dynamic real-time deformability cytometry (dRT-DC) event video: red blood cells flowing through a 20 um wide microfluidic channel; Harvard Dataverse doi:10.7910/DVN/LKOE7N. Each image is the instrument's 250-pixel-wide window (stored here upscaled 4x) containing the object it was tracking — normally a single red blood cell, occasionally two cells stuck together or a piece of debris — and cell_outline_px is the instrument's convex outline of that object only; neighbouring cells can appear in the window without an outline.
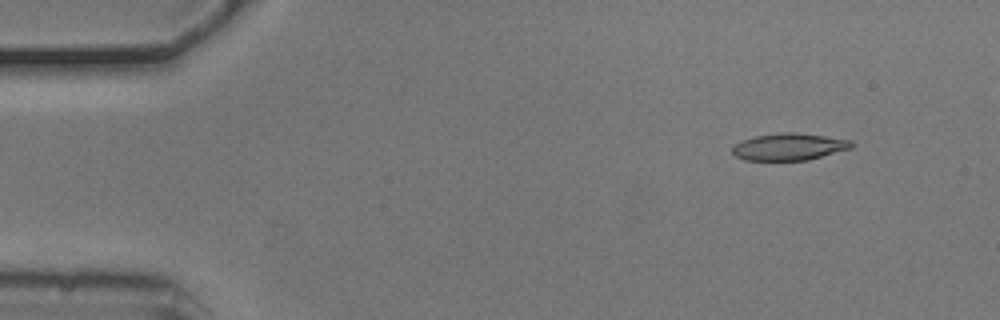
{"species": "common noctule bat (a hibernating species)", "species_latin": "Nyctalus noctula", "temperature_condition": "cold", "stored_images_in_passage": 33, "camera_frame_rate_fps": 3000, "um_per_image_px": 0.085, "animal": {"sex": "male", "body_mass_g": 20.5, "forearm_length_mm": 52.5}, "frame": {"image": 1, "passage_image": 1, "time_ms": 0.0, "image_size_px": [1000, 320], "cell_outline_px": [[856, 144], [852, 148], [808, 160], [744, 160], [736, 156], [732, 152], [732, 148], [740, 140], [756, 136], [784, 132], [796, 132], [852, 140]], "centroid_in_image_um": [67.1, 12.47], "position_along_channel_um": 17.9, "area_um2": 18.79}}
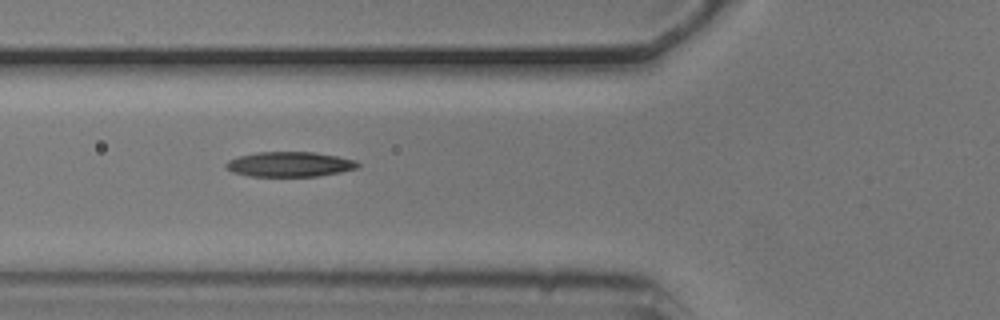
{"frame": {"image": 2, "passage_image": 15, "time_ms": 4.667, "image_size_px": [1000, 320], "cell_outline_px": [[360, 168], [340, 172], [316, 176], [248, 176], [232, 172], [224, 168], [224, 164], [228, 160], [240, 156], [256, 152], [316, 152], [356, 160], [360, 164]], "centroid_in_image_um": [24.61, 13.96], "position_along_channel_um": 101.2, "area_um2": 19.31}}
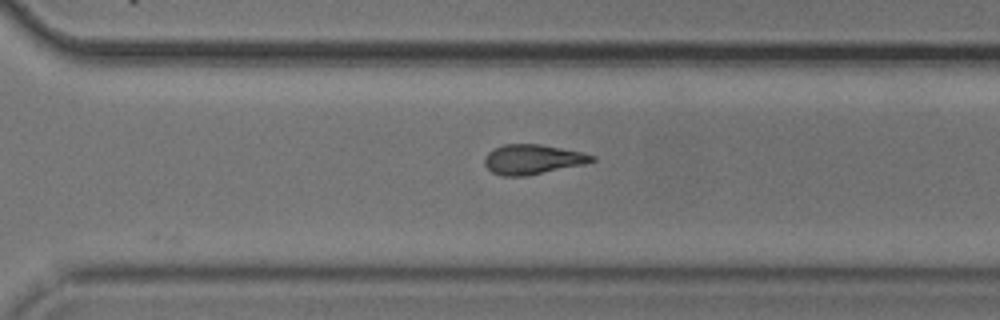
{"frame": {"image": 3, "passage_image": 33, "time_ms": 10.667, "image_size_px": [1000, 320], "cell_outline_px": [[596, 160], [584, 164], [528, 176], [500, 176], [492, 172], [484, 164], [484, 156], [488, 152], [504, 144], [540, 144], [580, 152], [596, 156]], "centroid_in_image_um": [45.25, 13.56], "position_along_channel_um": 325.4, "area_um2": 18.61}}